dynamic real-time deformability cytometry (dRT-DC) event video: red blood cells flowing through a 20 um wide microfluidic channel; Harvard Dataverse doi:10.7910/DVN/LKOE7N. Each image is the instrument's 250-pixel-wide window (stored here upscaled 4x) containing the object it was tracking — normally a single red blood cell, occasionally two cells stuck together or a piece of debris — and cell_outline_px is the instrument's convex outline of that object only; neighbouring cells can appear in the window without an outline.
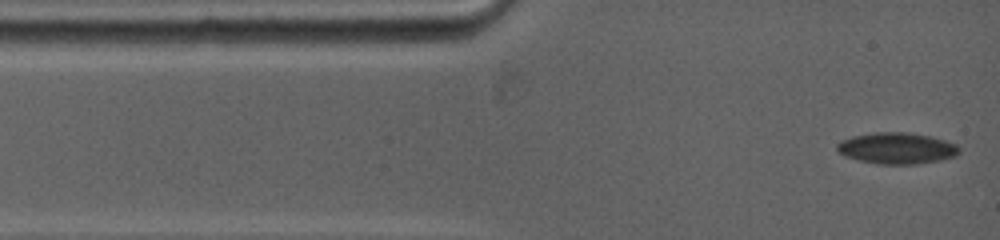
{"species": "common noctule bat (a hibernating species)", "species_latin": "Nyctalus noctula", "temperature_condition": "warm", "stored_images_in_passage": 5, "camera_frame_rate_fps": 5000, "um_per_image_px": 0.085, "animal": {"sex": "female", "body_mass_g": 19.0, "forearm_length_mm": 53.3}, "frame": {"image": 1, "passage_image": 1, "time_ms": 0.0, "image_size_px": [1000, 240], "cell_outline_px": [[960, 152], [956, 156], [940, 160], [916, 164], [876, 164], [844, 156], [836, 152], [836, 144], [844, 140], [856, 136], [888, 132], [896, 132], [928, 136], [944, 140], [956, 144], [960, 148]], "centroid_in_image_um": [76.24, 12.63], "position_along_channel_um": 8.8, "area_um2": 21.85}}